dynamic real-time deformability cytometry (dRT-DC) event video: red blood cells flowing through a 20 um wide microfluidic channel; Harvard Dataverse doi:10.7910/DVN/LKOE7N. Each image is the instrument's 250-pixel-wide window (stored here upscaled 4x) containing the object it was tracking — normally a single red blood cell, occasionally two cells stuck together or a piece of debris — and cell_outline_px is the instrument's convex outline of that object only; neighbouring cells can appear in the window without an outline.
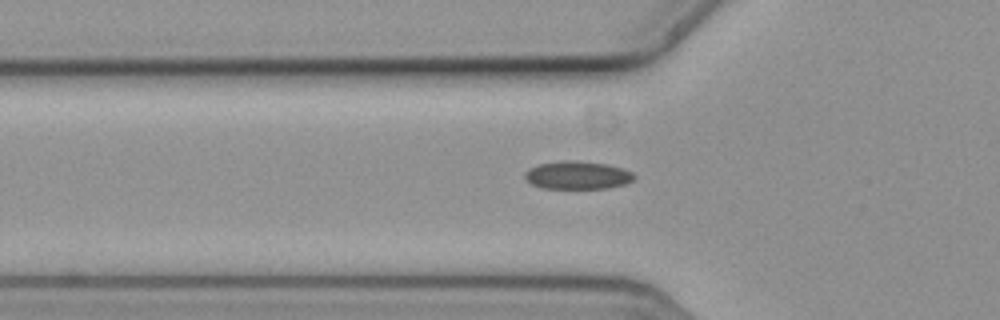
{"species": "common noctule bat (a hibernating species)", "species_latin": "Nyctalus noctula", "temperature_condition": "cold", "stored_images_in_passage": 33, "camera_frame_rate_fps": 3000, "um_per_image_px": 0.085, "animal": {"sex": "female", "body_mass_g": 19.3, "forearm_length_mm": 54.1}, "frame": {"image": 1, "passage_image": 8, "time_ms": 2.333, "image_size_px": [1000, 320], "cell_outline_px": [[636, 176], [632, 180], [624, 184], [608, 188], [540, 188], [524, 180], [524, 172], [528, 168], [536, 164], [560, 160], [576, 160], [608, 164], [624, 168], [632, 172]], "centroid_in_image_um": [49.04, 14.87], "position_along_channel_um": 76.8, "area_um2": 18.21}}
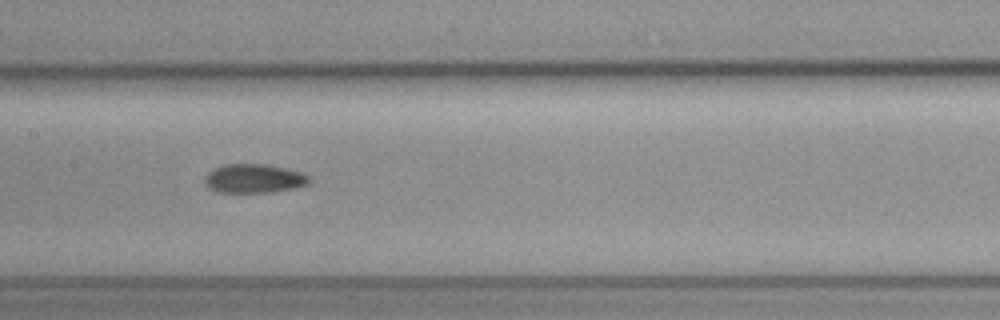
{"frame": {"image": 2, "passage_image": 17, "time_ms": 5.333, "image_size_px": [1000, 320], "cell_outline_px": [[312, 180], [308, 184], [296, 188], [272, 192], [216, 192], [208, 188], [204, 184], [204, 176], [212, 168], [224, 164], [264, 164], [284, 168], [300, 172], [308, 176]], "centroid_in_image_um": [21.54, 15.18], "position_along_channel_um": 185.9, "area_um2": 17.8}}
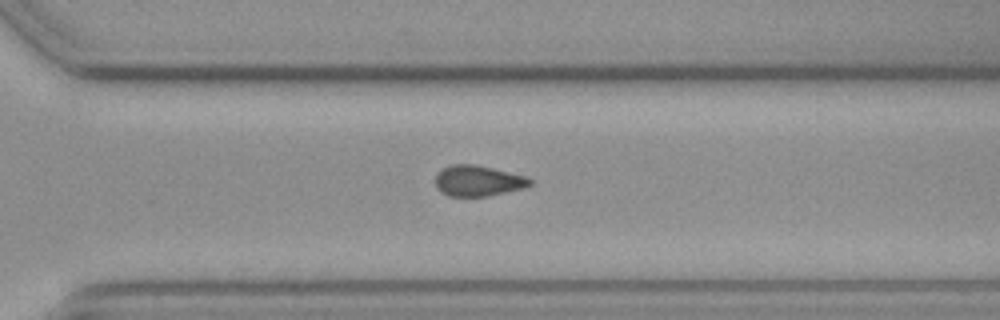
{"frame": {"image": 3, "passage_image": 29, "time_ms": 9.333, "image_size_px": [1000, 320], "cell_outline_px": [[532, 184], [524, 188], [488, 196], [448, 196], [440, 192], [436, 188], [436, 172], [452, 164], [476, 164], [528, 176], [532, 180]], "centroid_in_image_um": [40.64, 15.36], "position_along_channel_um": 330.0, "area_um2": 17.17}, "authors_computed_cell_mechanics": {"area_um2": 17.5134, "velocity_mm_per_s": 3.6118, "shape_relaxation_time_tau1_ms": 6.6736, "shape_relaxation_time_tau2_ms": 10.755, "deformation_change_tau1": 0.1069, "deformation_change_tau2": 0.153}}